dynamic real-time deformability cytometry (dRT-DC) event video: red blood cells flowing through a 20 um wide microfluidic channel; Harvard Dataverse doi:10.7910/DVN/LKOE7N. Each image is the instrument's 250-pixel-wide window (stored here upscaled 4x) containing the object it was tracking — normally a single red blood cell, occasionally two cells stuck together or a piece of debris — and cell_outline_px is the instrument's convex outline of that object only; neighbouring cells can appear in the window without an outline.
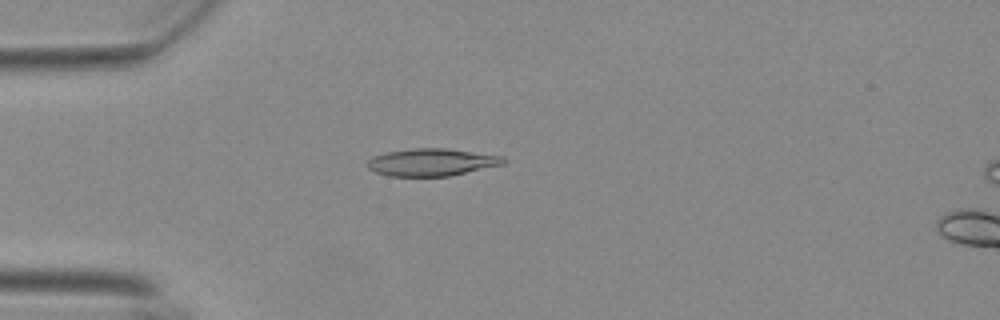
{"species": "Egyptian fruit bat (a non-hibernating species)", "species_latin": "Rousettus aegyptiacus", "temperature_condition": "warm", "stored_images_in_passage": 42, "camera_frame_rate_fps": 3000, "um_per_image_px": 0.085, "animal": {"sex": "female"}, "frame": {"image": 1, "passage_image": 2, "time_ms": 0.333, "image_size_px": [1000, 320], "cell_outline_px": [[508, 160], [504, 164], [448, 176], [388, 176], [376, 172], [368, 168], [368, 160], [372, 156], [384, 152], [412, 148], [444, 148], [504, 156]], "centroid_in_image_um": [36.68, 13.78], "position_along_channel_um": 48.3, "area_um2": 21.73}}
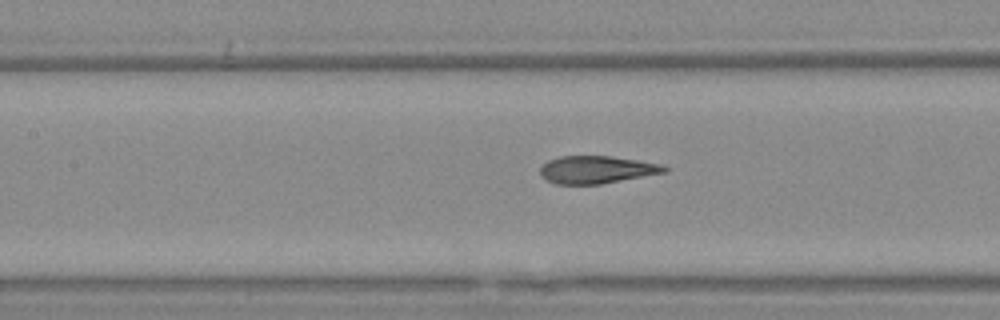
{"frame": {"image": 2, "passage_image": 12, "time_ms": 3.667, "image_size_px": [1000, 320], "cell_outline_px": [[668, 172], [600, 184], [556, 184], [548, 180], [540, 172], [540, 168], [548, 160], [560, 156], [612, 156], [664, 164], [668, 168]], "centroid_in_image_um": [50.77, 14.41], "position_along_channel_um": 156.6, "area_um2": 19.94}}
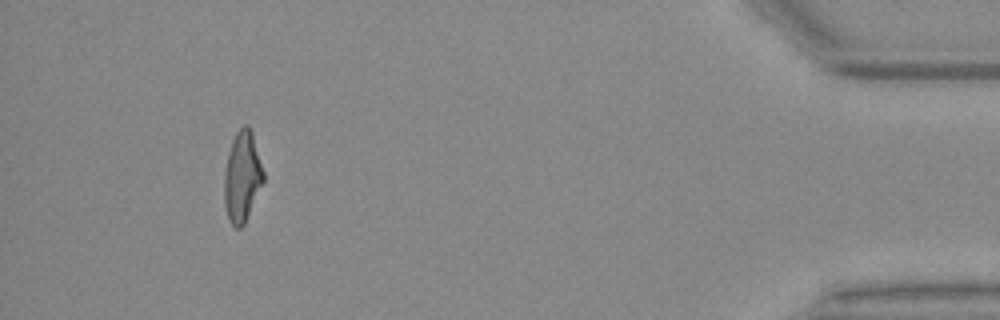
{"frame": {"image": 3, "passage_image": 38, "time_ms": 12.333, "image_size_px": [1000, 320], "cell_outline_px": [[264, 180], [244, 224], [240, 228], [236, 228], [228, 220], [224, 204], [224, 172], [228, 152], [232, 140], [236, 132], [244, 124], [248, 124], [252, 132], [264, 172]], "centroid_in_image_um": [20.57, 15.01], "position_along_channel_um": 414.6, "area_um2": 20.69}, "authors_computed_cell_mechanics": {"area_um2": 20.6924, "velocity_mm_per_s": 3.7176, "shape_relaxation_time_tau1_ms": 9.602, "shape_relaxation_time_tau2_ms": 1.1697, "deformation_change_tau1": 0.2867, "deformation_change_tau2": 0.0932}}